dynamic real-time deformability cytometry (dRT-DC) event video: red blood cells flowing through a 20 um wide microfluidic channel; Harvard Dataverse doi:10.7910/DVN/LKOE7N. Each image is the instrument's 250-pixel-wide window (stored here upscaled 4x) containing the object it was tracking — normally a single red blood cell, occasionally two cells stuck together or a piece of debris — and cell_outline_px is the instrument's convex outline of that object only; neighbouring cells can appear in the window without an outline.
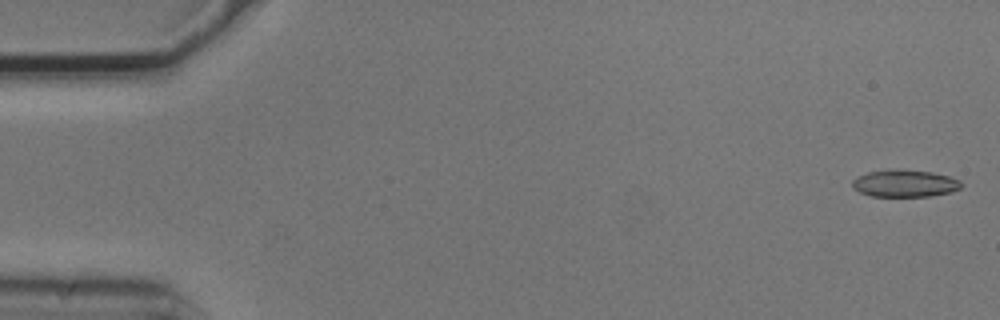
{"species": "common noctule bat (a hibernating species)", "species_latin": "Nyctalus noctula", "temperature_condition": "cold", "stored_images_in_passage": 3, "camera_frame_rate_fps": 3000, "um_per_image_px": 0.085, "animal": {"sex": "male", "body_mass_g": 20.5, "forearm_length_mm": 52.5}, "frame": {"image": 1, "passage_image": 1, "time_ms": 0.0, "image_size_px": [1000, 320], "cell_outline_px": [[964, 184], [960, 188], [952, 192], [932, 196], [872, 196], [860, 192], [852, 188], [852, 180], [856, 176], [868, 172], [888, 168], [900, 168], [932, 172], [948, 176], [960, 180]], "centroid_in_image_um": [76.9, 15.57], "position_along_channel_um": 8.1, "area_um2": 17.69}}